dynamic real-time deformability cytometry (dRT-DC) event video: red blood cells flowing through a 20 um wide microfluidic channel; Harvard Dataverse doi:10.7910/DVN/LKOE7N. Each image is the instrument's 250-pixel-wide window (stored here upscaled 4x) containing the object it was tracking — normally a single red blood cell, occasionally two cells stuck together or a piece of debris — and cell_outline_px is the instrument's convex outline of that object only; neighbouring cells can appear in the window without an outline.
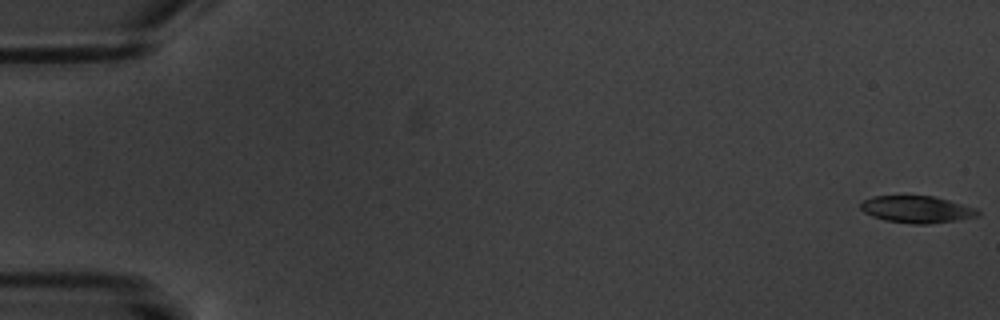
{"species": "common noctule bat (a hibernating species)", "species_latin": "Nyctalus noctula", "temperature_condition": "warm", "stored_images_in_passage": 5, "camera_frame_rate_fps": 3000, "um_per_image_px": 0.085, "animal": {"sex": "male", "body_mass_g": 20.1, "forearm_length_mm": 53.5}, "frame": {"image": 1, "passage_image": 1, "time_ms": 0.0, "image_size_px": [1000, 320], "cell_outline_px": [[980, 216], [956, 220], [928, 224], [912, 224], [884, 220], [872, 216], [864, 212], [860, 208], [860, 204], [864, 200], [872, 196], [932, 196], [948, 200], [976, 208], [980, 212]], "centroid_in_image_um": [77.92, 17.8], "position_along_channel_um": 7.1, "area_um2": 18.38}}
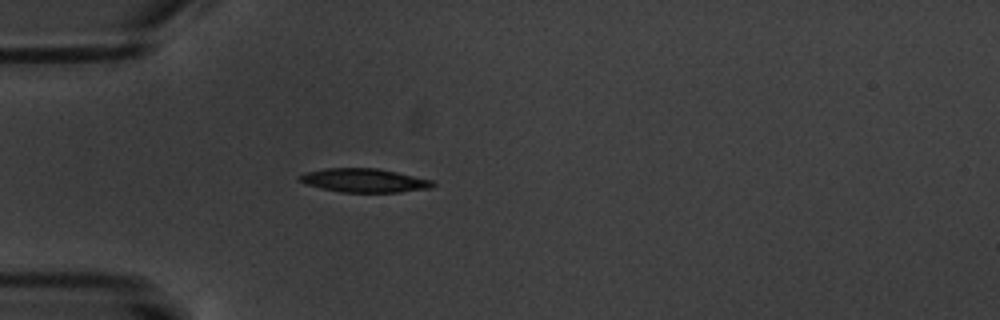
{"frame": {"image": 2, "passage_image": 5, "time_ms": 5.667, "image_size_px": [1000, 320], "cell_outline_px": [[436, 184], [432, 188], [400, 192], [340, 192], [320, 188], [304, 184], [296, 176], [304, 172], [324, 168], [376, 168], [396, 172], [432, 180]], "centroid_in_image_um": [30.91, 15.33], "position_along_channel_um": 54.1, "area_um2": 18.55}}